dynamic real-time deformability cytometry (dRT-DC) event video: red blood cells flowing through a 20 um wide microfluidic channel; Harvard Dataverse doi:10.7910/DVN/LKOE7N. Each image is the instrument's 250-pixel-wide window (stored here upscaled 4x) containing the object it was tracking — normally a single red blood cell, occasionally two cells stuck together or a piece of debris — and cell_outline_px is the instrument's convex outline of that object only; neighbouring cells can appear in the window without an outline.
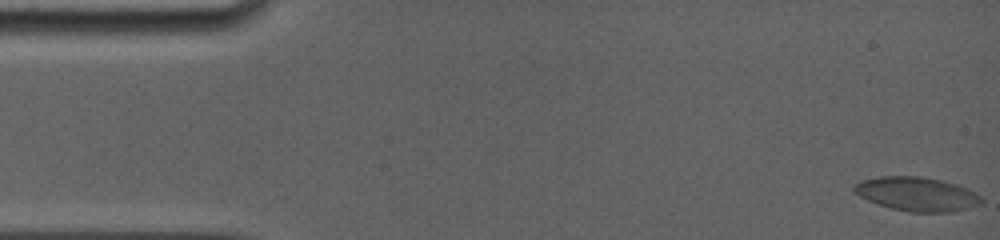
{"species": "common noctule bat (a hibernating species)", "species_latin": "Nyctalus noctula", "temperature_condition": "room temperature", "stored_images_in_passage": 62, "camera_frame_rate_fps": 5000, "um_per_image_px": 0.085, "animal": {"sex": "female", "body_mass_g": 19.0, "forearm_length_mm": 56.7}, "frame": {"image": 1, "passage_image": 1, "time_ms": 0.0, "image_size_px": [1000, 240], "cell_outline_px": [[984, 204], [952, 212], [908, 212], [892, 208], [868, 200], [860, 196], [852, 188], [860, 180], [880, 176], [920, 176], [940, 180], [956, 184], [980, 196], [984, 200]], "centroid_in_image_um": [77.95, 16.49], "position_along_channel_um": 7.0, "area_um2": 25.03}}
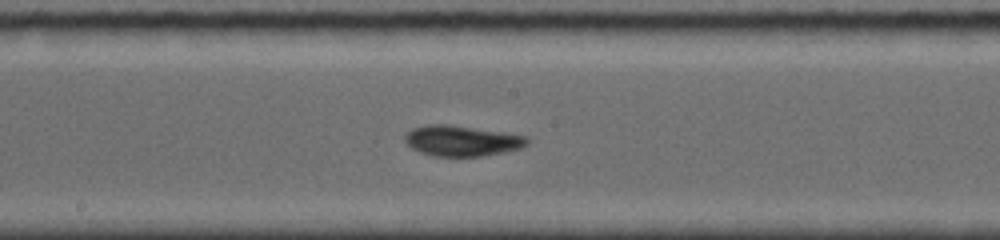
{"frame": {"image": 2, "passage_image": 35, "time_ms": 8.6, "image_size_px": [1000, 240], "cell_outline_px": [[528, 144], [520, 148], [480, 156], [436, 156], [412, 148], [404, 140], [404, 136], [412, 128], [428, 124], [452, 124], [528, 136]], "centroid_in_image_um": [39.25, 11.94], "position_along_channel_um": 208.9, "area_um2": 21.56}}
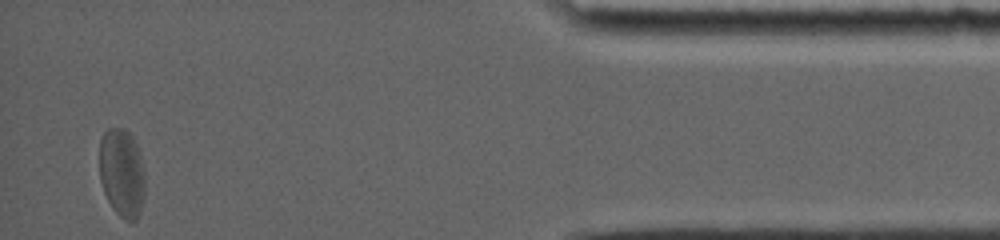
{"frame": {"image": 3, "passage_image": 62, "time_ms": 15.6, "image_size_px": [1000, 240], "cell_outline_px": [[144, 192], [140, 212], [136, 220], [124, 220], [112, 208], [104, 192], [100, 180], [100, 136], [108, 128], [124, 128], [128, 132], [136, 144], [144, 168]], "centroid_in_image_um": [10.35, 14.69], "position_along_channel_um": 424.8, "area_um2": 23.47}, "authors_computed_cell_mechanics": {"area_um2": 21.6461, "velocity_mm_per_s": 3.802, "shape_relaxation_time_tau1_ms": null, "shape_relaxation_time_tau2_ms": 1.5392, "deformation_change_tau1": null, "deformation_change_tau2": 0.0652}}